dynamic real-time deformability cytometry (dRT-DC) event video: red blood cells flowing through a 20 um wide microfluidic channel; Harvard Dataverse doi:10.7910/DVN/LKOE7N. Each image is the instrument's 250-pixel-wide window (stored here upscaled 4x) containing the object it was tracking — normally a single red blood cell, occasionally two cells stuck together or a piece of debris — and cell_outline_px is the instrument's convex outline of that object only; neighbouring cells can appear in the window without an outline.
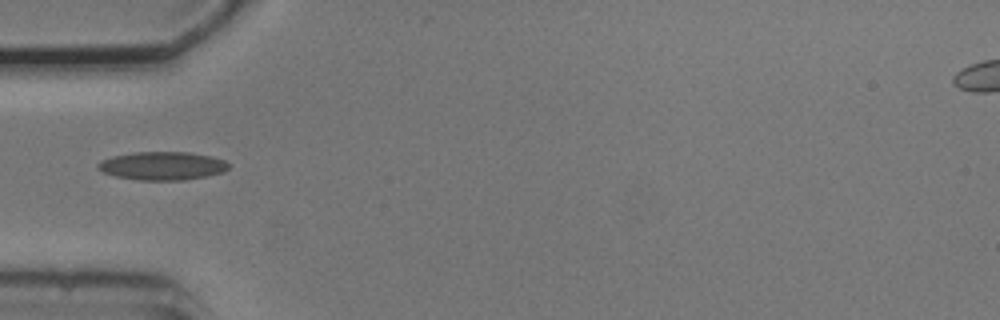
{"species": "common noctule bat (a hibernating species)", "species_latin": "Nyctalus noctula", "temperature_condition": "cold", "stored_images_in_passage": 16, "camera_frame_rate_fps": 3000, "um_per_image_px": 0.085, "animal": {"sex": "male", "body_mass_g": 20.5, "forearm_length_mm": 52.5}, "frame": {"image": 1, "passage_image": 1, "time_ms": 0.0, "image_size_px": [1000, 320], "cell_outline_px": [[228, 168], [224, 172], [208, 176], [184, 180], [140, 180], [116, 176], [104, 172], [96, 168], [96, 164], [100, 160], [112, 156], [136, 152], [188, 152], [212, 156], [224, 160], [228, 164]], "centroid_in_image_um": [13.8, 14.09], "position_along_channel_um": 71.2, "area_um2": 21.62}}
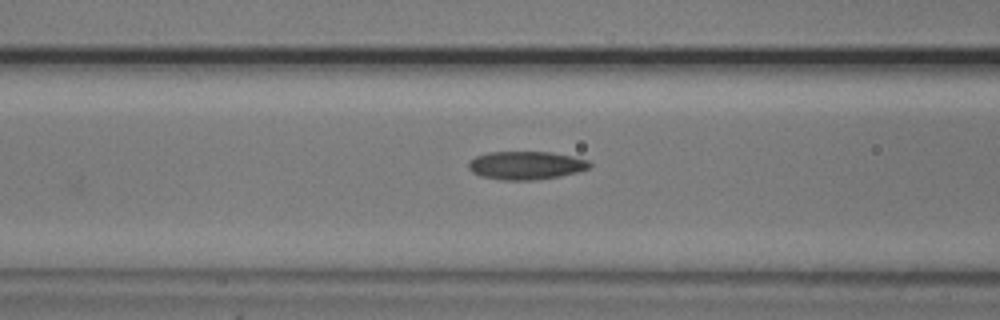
{"frame": {"image": 2, "passage_image": 5, "time_ms": 1.333, "image_size_px": [1000, 320], "cell_outline_px": [[592, 164], [588, 168], [576, 172], [560, 176], [536, 180], [500, 180], [480, 176], [472, 172], [468, 168], [468, 160], [476, 156], [488, 152], [552, 152], [572, 156], [588, 160]], "centroid_in_image_um": [44.67, 14.06], "position_along_channel_um": 121.9, "area_um2": 20.06}}